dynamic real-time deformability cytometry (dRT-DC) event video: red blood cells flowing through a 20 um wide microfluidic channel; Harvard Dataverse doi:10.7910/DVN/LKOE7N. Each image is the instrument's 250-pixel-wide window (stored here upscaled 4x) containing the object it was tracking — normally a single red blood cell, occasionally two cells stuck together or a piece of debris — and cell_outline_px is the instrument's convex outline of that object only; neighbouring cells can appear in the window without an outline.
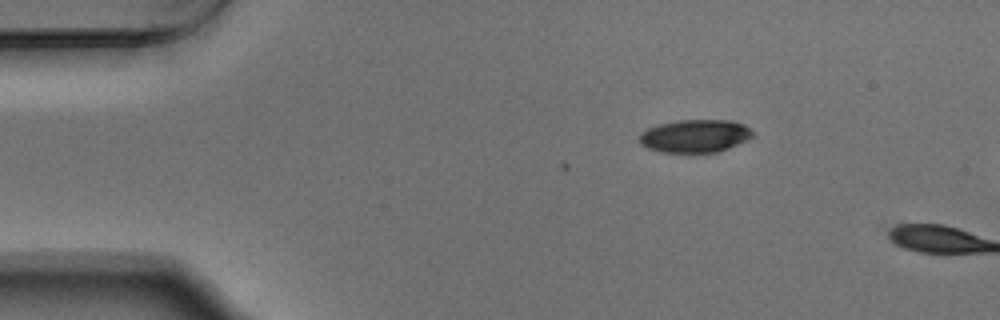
{"species": "Egyptian fruit bat (a non-hibernating species)", "species_latin": "Rousettus aegyptiacus", "temperature_condition": "warm", "stored_images_in_passage": 3, "camera_frame_rate_fps": 3000, "um_per_image_px": 0.085, "animal": {"sex": "male"}, "frame": {"image": 1, "passage_image": 3, "time_ms": 0.667, "image_size_px": [1000, 320], "cell_outline_px": [[752, 136], [728, 148], [716, 152], [664, 152], [648, 148], [640, 144], [640, 132], [648, 128], [660, 124], [676, 120], [732, 120], [744, 124], [752, 132]], "centroid_in_image_um": [59.04, 11.54], "position_along_channel_um": 26.0, "area_um2": 21.44}}